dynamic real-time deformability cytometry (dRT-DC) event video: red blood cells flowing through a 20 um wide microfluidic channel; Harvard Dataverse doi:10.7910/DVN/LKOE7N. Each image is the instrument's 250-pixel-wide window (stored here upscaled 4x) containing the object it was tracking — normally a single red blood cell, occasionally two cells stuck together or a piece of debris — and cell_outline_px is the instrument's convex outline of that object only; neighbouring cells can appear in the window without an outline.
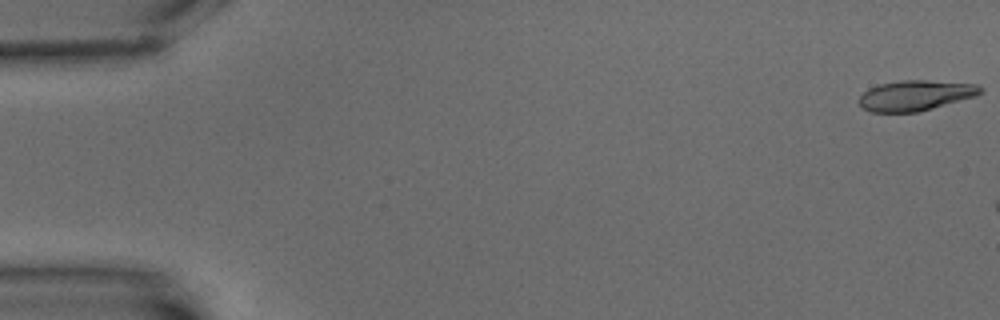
{"species": "common noctule bat (a hibernating species)", "species_latin": "Nyctalus noctula", "temperature_condition": "warm", "stored_images_in_passage": 5, "camera_frame_rate_fps": 3000, "um_per_image_px": 0.085, "animal": {"sex": "male", "body_mass_g": 15.6}, "frame": {"image": 1, "passage_image": 1, "time_ms": 0.0, "image_size_px": [1000, 320], "cell_outline_px": [[984, 92], [976, 96], [932, 108], [916, 112], [872, 112], [864, 108], [860, 104], [860, 96], [868, 88], [880, 84], [904, 80], [924, 80], [980, 84], [984, 88]], "centroid_in_image_um": [77.87, 8.1], "position_along_channel_um": 7.1, "area_um2": 21.39}}